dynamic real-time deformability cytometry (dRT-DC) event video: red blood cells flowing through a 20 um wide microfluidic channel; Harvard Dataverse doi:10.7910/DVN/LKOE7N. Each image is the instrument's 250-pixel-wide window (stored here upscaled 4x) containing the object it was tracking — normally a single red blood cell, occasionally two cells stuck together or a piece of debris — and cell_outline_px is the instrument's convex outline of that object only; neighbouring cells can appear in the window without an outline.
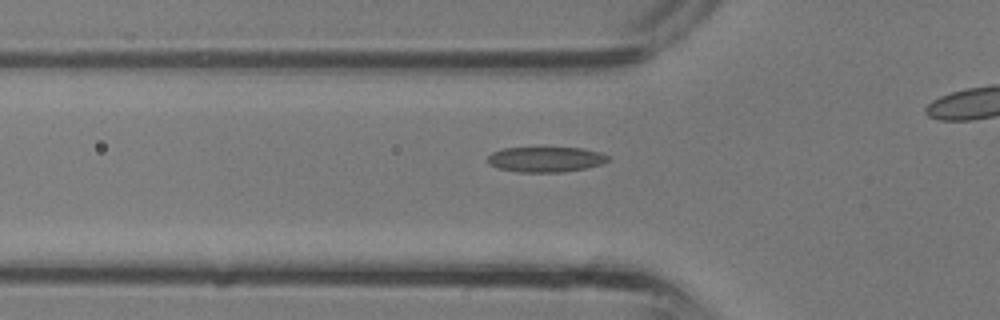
{"species": "common noctule bat (a hibernating species)", "species_latin": "Nyctalus noctula", "temperature_condition": "room temperature", "stored_images_in_passage": 24, "camera_frame_rate_fps": 3000, "um_per_image_px": 0.085, "animal": {"sex": "male", "body_mass_g": 13.3}, "frame": {"image": 1, "passage_image": 7, "time_ms": 2.0, "image_size_px": [1000, 320], "cell_outline_px": [[612, 160], [600, 164], [584, 168], [560, 172], [520, 172], [500, 168], [488, 164], [488, 156], [492, 152], [504, 148], [584, 148], [600, 152], [608, 156]], "centroid_in_image_um": [46.4, 13.54], "position_along_channel_um": 79.4, "area_um2": 17.57}}
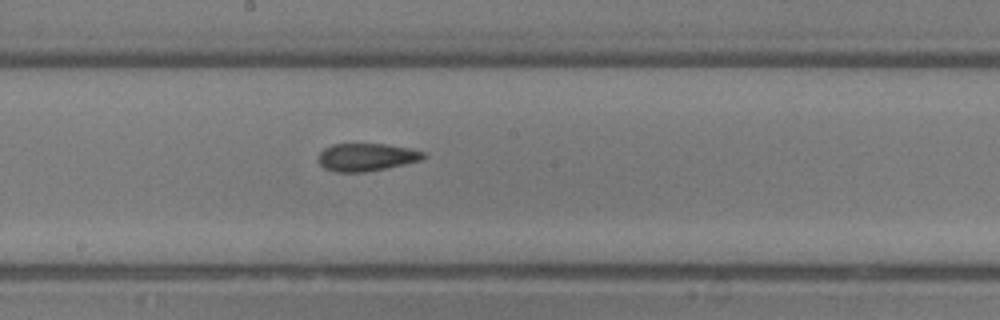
{"frame": {"image": 2, "passage_image": 14, "time_ms": 4.333, "image_size_px": [1000, 320], "cell_outline_px": [[428, 156], [420, 160], [388, 168], [364, 172], [336, 172], [324, 168], [316, 160], [316, 156], [324, 148], [332, 144], [388, 144], [408, 148], [424, 152]], "centroid_in_image_um": [31.11, 13.36], "position_along_channel_um": 217.1, "area_um2": 17.17}}
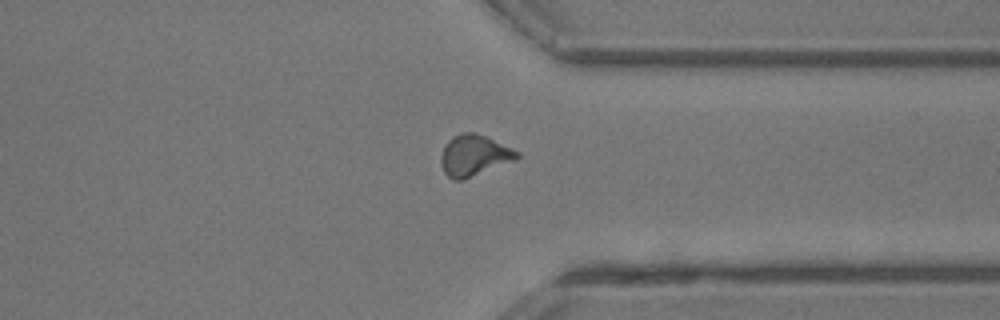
{"frame": {"image": 3, "passage_image": 22, "time_ms": 7.0, "image_size_px": [1000, 320], "cell_outline_px": [[520, 156], [464, 180], [452, 180], [444, 172], [440, 160], [444, 144], [452, 136], [464, 132], [472, 132], [484, 136], [512, 148], [520, 152]], "centroid_in_image_um": [40.23, 13.2], "position_along_channel_um": 371.2, "area_um2": 17.8}}